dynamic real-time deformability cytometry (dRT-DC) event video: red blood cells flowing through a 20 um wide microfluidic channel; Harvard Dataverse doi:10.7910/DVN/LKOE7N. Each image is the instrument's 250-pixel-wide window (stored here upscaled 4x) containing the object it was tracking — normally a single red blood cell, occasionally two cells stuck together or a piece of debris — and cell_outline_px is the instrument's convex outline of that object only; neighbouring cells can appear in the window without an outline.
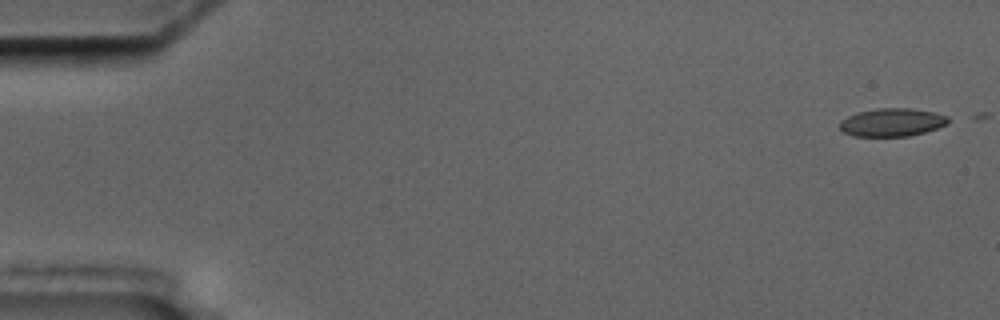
{"species": "common noctule bat (a hibernating species)", "species_latin": "Nyctalus noctula", "temperature_condition": "cold", "stored_images_in_passage": 5, "camera_frame_rate_fps": 3000, "um_per_image_px": 0.085, "animal": {"sex": "male", "body_mass_g": 17.5, "forearm_length_mm": 52.3}, "frame": {"image": 1, "passage_image": 1, "time_ms": 0.0, "image_size_px": [1000, 320], "cell_outline_px": [[948, 124], [924, 132], [908, 136], [852, 136], [844, 132], [840, 128], [840, 120], [856, 112], [876, 108], [912, 108], [932, 112], [948, 116]], "centroid_in_image_um": [75.79, 10.39], "position_along_channel_um": 9.2, "area_um2": 17.74}}